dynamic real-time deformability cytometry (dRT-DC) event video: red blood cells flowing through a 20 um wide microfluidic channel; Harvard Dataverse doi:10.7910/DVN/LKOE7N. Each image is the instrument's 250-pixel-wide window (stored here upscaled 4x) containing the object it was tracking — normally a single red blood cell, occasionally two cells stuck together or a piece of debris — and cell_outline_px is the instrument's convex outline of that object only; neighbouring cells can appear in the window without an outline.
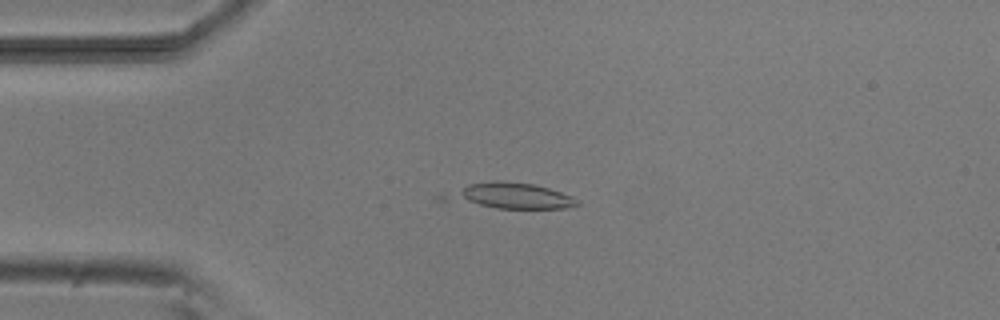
{"species": "common noctule bat (a hibernating species)", "species_latin": "Nyctalus noctula", "temperature_condition": "room temperature", "stored_images_in_passage": 6, "camera_frame_rate_fps": 3000, "um_per_image_px": 0.085, "animal": {"sex": "male", "body_mass_g": 20.5, "forearm_length_mm": 52.5}, "frame": {"image": 1, "passage_image": 4, "time_ms": 1.0, "image_size_px": [1000, 320], "cell_outline_px": [[580, 204], [564, 208], [496, 208], [436, 200], [432, 196], [440, 192], [468, 184], [536, 184], [572, 196]], "centroid_in_image_um": [43.14, 16.69], "position_along_channel_um": 41.9, "area_um2": 19.54}}